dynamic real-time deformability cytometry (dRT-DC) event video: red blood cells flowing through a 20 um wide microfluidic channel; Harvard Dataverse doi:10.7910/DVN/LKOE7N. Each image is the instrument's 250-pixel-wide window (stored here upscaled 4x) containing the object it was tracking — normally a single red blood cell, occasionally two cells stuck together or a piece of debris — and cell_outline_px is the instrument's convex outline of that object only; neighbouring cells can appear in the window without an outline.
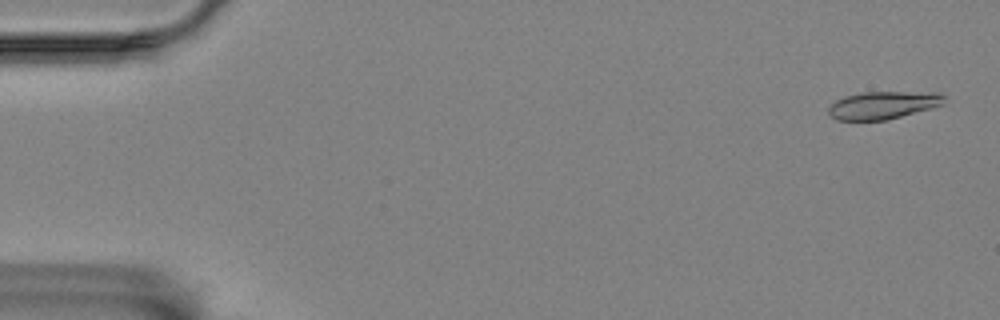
{"species": "Egyptian fruit bat (a non-hibernating species)", "species_latin": "Rousettus aegyptiacus", "temperature_condition": "room temperature", "stored_images_in_passage": 58, "camera_frame_rate_fps": 3000, "um_per_image_px": 0.085, "animal": {"sex": "female"}, "frame": {"image": 1, "passage_image": 2, "time_ms": 0.333, "image_size_px": [1000, 320], "cell_outline_px": [[944, 104], [932, 108], [888, 120], [836, 120], [828, 112], [828, 108], [836, 100], [844, 96], [860, 92], [940, 92], [944, 96]], "centroid_in_image_um": [75.08, 8.93], "position_along_channel_um": 9.9, "area_um2": 18.79}}
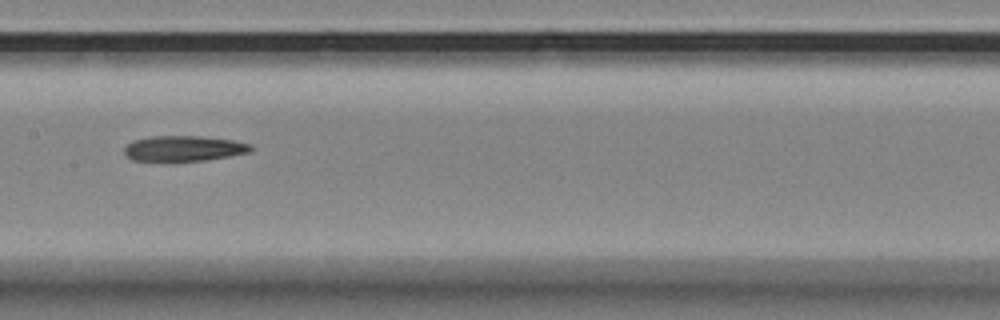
{"frame": {"image": 2, "passage_image": 29, "time_ms": 9.333, "image_size_px": [1000, 320], "cell_outline_px": [[252, 148], [248, 152], [228, 156], [204, 160], [132, 160], [124, 152], [124, 148], [132, 140], [148, 136], [200, 136], [232, 140], [248, 144]], "centroid_in_image_um": [15.56, 12.6], "position_along_channel_um": 191.8, "area_um2": 18.32}}
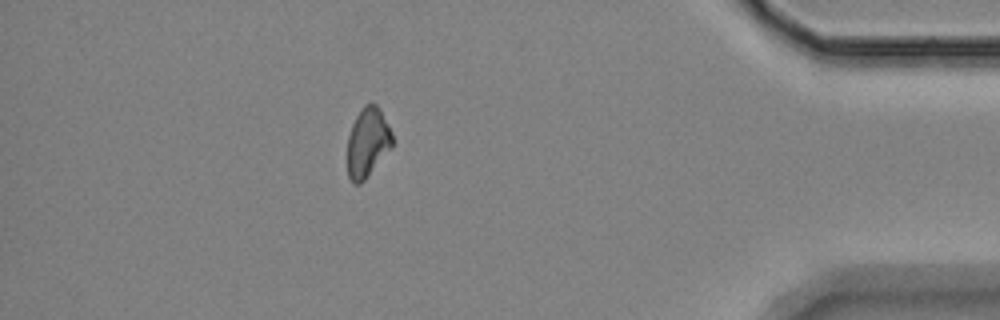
{"frame": {"image": 3, "passage_image": 51, "time_ms": 16.667, "image_size_px": [1000, 320], "cell_outline_px": [[392, 148], [364, 180], [360, 184], [352, 184], [348, 176], [348, 136], [352, 124], [356, 116], [364, 104], [376, 104], [380, 108], [392, 132]], "centroid_in_image_um": [31.25, 12.11], "position_along_channel_um": 404.0, "area_um2": 18.21}}